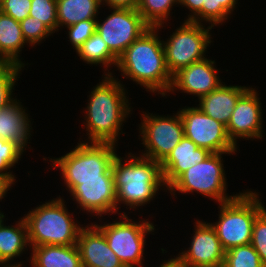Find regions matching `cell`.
Wrapping results in <instances>:
<instances>
[{
  "instance_id": "1",
  "label": "cell",
  "mask_w": 266,
  "mask_h": 267,
  "mask_svg": "<svg viewBox=\"0 0 266 267\" xmlns=\"http://www.w3.org/2000/svg\"><path fill=\"white\" fill-rule=\"evenodd\" d=\"M157 27H150L137 38L118 58L117 67L123 72V77L145 86L162 96L169 92L172 75L165 61L163 41L158 39Z\"/></svg>"
},
{
  "instance_id": "2",
  "label": "cell",
  "mask_w": 266,
  "mask_h": 267,
  "mask_svg": "<svg viewBox=\"0 0 266 267\" xmlns=\"http://www.w3.org/2000/svg\"><path fill=\"white\" fill-rule=\"evenodd\" d=\"M106 74L89 96L85 127L90 142L115 144L131 110L123 85L112 73Z\"/></svg>"
},
{
  "instance_id": "3",
  "label": "cell",
  "mask_w": 266,
  "mask_h": 267,
  "mask_svg": "<svg viewBox=\"0 0 266 267\" xmlns=\"http://www.w3.org/2000/svg\"><path fill=\"white\" fill-rule=\"evenodd\" d=\"M129 157L132 158L123 162L117 155L112 170L117 191V205L122 202L130 208H135L150 202L160 186L165 184L160 162L132 154Z\"/></svg>"
},
{
  "instance_id": "4",
  "label": "cell",
  "mask_w": 266,
  "mask_h": 267,
  "mask_svg": "<svg viewBox=\"0 0 266 267\" xmlns=\"http://www.w3.org/2000/svg\"><path fill=\"white\" fill-rule=\"evenodd\" d=\"M115 144L88 142L78 145L66 155L53 159V166L60 167L64 182L71 191L79 181L114 180L112 164Z\"/></svg>"
},
{
  "instance_id": "5",
  "label": "cell",
  "mask_w": 266,
  "mask_h": 267,
  "mask_svg": "<svg viewBox=\"0 0 266 267\" xmlns=\"http://www.w3.org/2000/svg\"><path fill=\"white\" fill-rule=\"evenodd\" d=\"M64 203L61 198L45 202L23 217L31 247L76 245L82 227L70 217Z\"/></svg>"
},
{
  "instance_id": "6",
  "label": "cell",
  "mask_w": 266,
  "mask_h": 267,
  "mask_svg": "<svg viewBox=\"0 0 266 267\" xmlns=\"http://www.w3.org/2000/svg\"><path fill=\"white\" fill-rule=\"evenodd\" d=\"M219 221L211 226L225 251L251 244L256 217L265 209L257 193L247 191L219 204Z\"/></svg>"
},
{
  "instance_id": "7",
  "label": "cell",
  "mask_w": 266,
  "mask_h": 267,
  "mask_svg": "<svg viewBox=\"0 0 266 267\" xmlns=\"http://www.w3.org/2000/svg\"><path fill=\"white\" fill-rule=\"evenodd\" d=\"M204 27L201 23L185 20L169 40L163 41L166 66L171 75L181 68L206 59L204 53L211 43L209 31L212 27Z\"/></svg>"
},
{
  "instance_id": "8",
  "label": "cell",
  "mask_w": 266,
  "mask_h": 267,
  "mask_svg": "<svg viewBox=\"0 0 266 267\" xmlns=\"http://www.w3.org/2000/svg\"><path fill=\"white\" fill-rule=\"evenodd\" d=\"M211 153L202 162L187 169L167 189L171 192H194L208 196L219 203L232 200L237 195H226V177L221 156Z\"/></svg>"
},
{
  "instance_id": "9",
  "label": "cell",
  "mask_w": 266,
  "mask_h": 267,
  "mask_svg": "<svg viewBox=\"0 0 266 267\" xmlns=\"http://www.w3.org/2000/svg\"><path fill=\"white\" fill-rule=\"evenodd\" d=\"M121 218L125 221L94 225L104 234L109 248L125 267H143L141 261L146 243L145 236L148 232H154V225L148 221L140 224L131 221L125 213L121 214Z\"/></svg>"
},
{
  "instance_id": "10",
  "label": "cell",
  "mask_w": 266,
  "mask_h": 267,
  "mask_svg": "<svg viewBox=\"0 0 266 267\" xmlns=\"http://www.w3.org/2000/svg\"><path fill=\"white\" fill-rule=\"evenodd\" d=\"M184 127V136L199 148L211 153L232 154L236 146L229 139L226 126L206 115L199 107H187L179 111Z\"/></svg>"
},
{
  "instance_id": "11",
  "label": "cell",
  "mask_w": 266,
  "mask_h": 267,
  "mask_svg": "<svg viewBox=\"0 0 266 267\" xmlns=\"http://www.w3.org/2000/svg\"><path fill=\"white\" fill-rule=\"evenodd\" d=\"M113 12L103 23L96 21V31L109 50L119 58L125 50L150 26L136 8H112Z\"/></svg>"
},
{
  "instance_id": "12",
  "label": "cell",
  "mask_w": 266,
  "mask_h": 267,
  "mask_svg": "<svg viewBox=\"0 0 266 267\" xmlns=\"http://www.w3.org/2000/svg\"><path fill=\"white\" fill-rule=\"evenodd\" d=\"M143 116L139 128L147 152L141 156L161 163L184 137L181 115L160 117L145 112Z\"/></svg>"
},
{
  "instance_id": "13",
  "label": "cell",
  "mask_w": 266,
  "mask_h": 267,
  "mask_svg": "<svg viewBox=\"0 0 266 267\" xmlns=\"http://www.w3.org/2000/svg\"><path fill=\"white\" fill-rule=\"evenodd\" d=\"M190 248L179 254L187 267H223L225 250L210 223L197 220Z\"/></svg>"
},
{
  "instance_id": "14",
  "label": "cell",
  "mask_w": 266,
  "mask_h": 267,
  "mask_svg": "<svg viewBox=\"0 0 266 267\" xmlns=\"http://www.w3.org/2000/svg\"><path fill=\"white\" fill-rule=\"evenodd\" d=\"M257 91L249 88L237 101L226 127L232 143L237 146V138H262V112Z\"/></svg>"
},
{
  "instance_id": "15",
  "label": "cell",
  "mask_w": 266,
  "mask_h": 267,
  "mask_svg": "<svg viewBox=\"0 0 266 267\" xmlns=\"http://www.w3.org/2000/svg\"><path fill=\"white\" fill-rule=\"evenodd\" d=\"M214 63L215 61L206 58L179 69L172 75L169 92L178 88L187 94H194L200 98L217 89L222 82L217 76Z\"/></svg>"
},
{
  "instance_id": "16",
  "label": "cell",
  "mask_w": 266,
  "mask_h": 267,
  "mask_svg": "<svg viewBox=\"0 0 266 267\" xmlns=\"http://www.w3.org/2000/svg\"><path fill=\"white\" fill-rule=\"evenodd\" d=\"M70 193L81 208L100 217L118 211L114 180L79 181Z\"/></svg>"
},
{
  "instance_id": "17",
  "label": "cell",
  "mask_w": 266,
  "mask_h": 267,
  "mask_svg": "<svg viewBox=\"0 0 266 267\" xmlns=\"http://www.w3.org/2000/svg\"><path fill=\"white\" fill-rule=\"evenodd\" d=\"M89 226L80 229L76 243L82 267H125L109 248L104 234L95 225Z\"/></svg>"
},
{
  "instance_id": "18",
  "label": "cell",
  "mask_w": 266,
  "mask_h": 267,
  "mask_svg": "<svg viewBox=\"0 0 266 267\" xmlns=\"http://www.w3.org/2000/svg\"><path fill=\"white\" fill-rule=\"evenodd\" d=\"M211 152L199 148L192 140L183 137L160 163L163 181L168 188L182 173L207 158Z\"/></svg>"
},
{
  "instance_id": "19",
  "label": "cell",
  "mask_w": 266,
  "mask_h": 267,
  "mask_svg": "<svg viewBox=\"0 0 266 267\" xmlns=\"http://www.w3.org/2000/svg\"><path fill=\"white\" fill-rule=\"evenodd\" d=\"M248 89L245 86H225V84H221L217 89L199 98V109L227 127L238 99Z\"/></svg>"
},
{
  "instance_id": "20",
  "label": "cell",
  "mask_w": 266,
  "mask_h": 267,
  "mask_svg": "<svg viewBox=\"0 0 266 267\" xmlns=\"http://www.w3.org/2000/svg\"><path fill=\"white\" fill-rule=\"evenodd\" d=\"M16 99L0 109V138L17 144L23 151L30 137V120Z\"/></svg>"
},
{
  "instance_id": "21",
  "label": "cell",
  "mask_w": 266,
  "mask_h": 267,
  "mask_svg": "<svg viewBox=\"0 0 266 267\" xmlns=\"http://www.w3.org/2000/svg\"><path fill=\"white\" fill-rule=\"evenodd\" d=\"M34 267H82L77 245H40L32 247Z\"/></svg>"
},
{
  "instance_id": "22",
  "label": "cell",
  "mask_w": 266,
  "mask_h": 267,
  "mask_svg": "<svg viewBox=\"0 0 266 267\" xmlns=\"http://www.w3.org/2000/svg\"><path fill=\"white\" fill-rule=\"evenodd\" d=\"M58 27L96 20L101 0H56Z\"/></svg>"
},
{
  "instance_id": "23",
  "label": "cell",
  "mask_w": 266,
  "mask_h": 267,
  "mask_svg": "<svg viewBox=\"0 0 266 267\" xmlns=\"http://www.w3.org/2000/svg\"><path fill=\"white\" fill-rule=\"evenodd\" d=\"M29 244L28 229L22 218L14 226H0V263H7L25 251Z\"/></svg>"
},
{
  "instance_id": "24",
  "label": "cell",
  "mask_w": 266,
  "mask_h": 267,
  "mask_svg": "<svg viewBox=\"0 0 266 267\" xmlns=\"http://www.w3.org/2000/svg\"><path fill=\"white\" fill-rule=\"evenodd\" d=\"M25 43L20 22L0 11V47L14 63L23 67L18 54Z\"/></svg>"
},
{
  "instance_id": "25",
  "label": "cell",
  "mask_w": 266,
  "mask_h": 267,
  "mask_svg": "<svg viewBox=\"0 0 266 267\" xmlns=\"http://www.w3.org/2000/svg\"><path fill=\"white\" fill-rule=\"evenodd\" d=\"M77 54L87 64L102 63L108 68L111 64L117 66L118 63V58L109 50L97 31L83 43Z\"/></svg>"
},
{
  "instance_id": "26",
  "label": "cell",
  "mask_w": 266,
  "mask_h": 267,
  "mask_svg": "<svg viewBox=\"0 0 266 267\" xmlns=\"http://www.w3.org/2000/svg\"><path fill=\"white\" fill-rule=\"evenodd\" d=\"M175 3H179V0H139L136 9L150 27L159 29L170 16Z\"/></svg>"
},
{
  "instance_id": "27",
  "label": "cell",
  "mask_w": 266,
  "mask_h": 267,
  "mask_svg": "<svg viewBox=\"0 0 266 267\" xmlns=\"http://www.w3.org/2000/svg\"><path fill=\"white\" fill-rule=\"evenodd\" d=\"M236 1L237 0H205L202 9L190 21L201 23L200 20H205L212 23L211 27L221 24L224 20H227L228 15L231 14L235 8V4H237Z\"/></svg>"
},
{
  "instance_id": "28",
  "label": "cell",
  "mask_w": 266,
  "mask_h": 267,
  "mask_svg": "<svg viewBox=\"0 0 266 267\" xmlns=\"http://www.w3.org/2000/svg\"><path fill=\"white\" fill-rule=\"evenodd\" d=\"M223 267H264L251 244L237 246L225 252Z\"/></svg>"
},
{
  "instance_id": "29",
  "label": "cell",
  "mask_w": 266,
  "mask_h": 267,
  "mask_svg": "<svg viewBox=\"0 0 266 267\" xmlns=\"http://www.w3.org/2000/svg\"><path fill=\"white\" fill-rule=\"evenodd\" d=\"M29 16L41 21L52 32L58 31L56 0H32Z\"/></svg>"
},
{
  "instance_id": "30",
  "label": "cell",
  "mask_w": 266,
  "mask_h": 267,
  "mask_svg": "<svg viewBox=\"0 0 266 267\" xmlns=\"http://www.w3.org/2000/svg\"><path fill=\"white\" fill-rule=\"evenodd\" d=\"M23 152L24 151L14 142L0 138V177H3L11 184H14L15 176L10 171L7 172V170L18 163Z\"/></svg>"
},
{
  "instance_id": "31",
  "label": "cell",
  "mask_w": 266,
  "mask_h": 267,
  "mask_svg": "<svg viewBox=\"0 0 266 267\" xmlns=\"http://www.w3.org/2000/svg\"><path fill=\"white\" fill-rule=\"evenodd\" d=\"M21 67L23 66L16 63L0 66V109L15 100L11 95Z\"/></svg>"
},
{
  "instance_id": "32",
  "label": "cell",
  "mask_w": 266,
  "mask_h": 267,
  "mask_svg": "<svg viewBox=\"0 0 266 267\" xmlns=\"http://www.w3.org/2000/svg\"><path fill=\"white\" fill-rule=\"evenodd\" d=\"M20 26L25 42L29 43L31 46L41 42L42 39L53 33L41 21H37L36 18L32 16L21 20Z\"/></svg>"
},
{
  "instance_id": "33",
  "label": "cell",
  "mask_w": 266,
  "mask_h": 267,
  "mask_svg": "<svg viewBox=\"0 0 266 267\" xmlns=\"http://www.w3.org/2000/svg\"><path fill=\"white\" fill-rule=\"evenodd\" d=\"M251 245L259 254L263 266L266 267V209L254 220Z\"/></svg>"
},
{
  "instance_id": "34",
  "label": "cell",
  "mask_w": 266,
  "mask_h": 267,
  "mask_svg": "<svg viewBox=\"0 0 266 267\" xmlns=\"http://www.w3.org/2000/svg\"><path fill=\"white\" fill-rule=\"evenodd\" d=\"M96 21L85 20L67 27L69 29L70 42L76 49V52L96 32Z\"/></svg>"
},
{
  "instance_id": "35",
  "label": "cell",
  "mask_w": 266,
  "mask_h": 267,
  "mask_svg": "<svg viewBox=\"0 0 266 267\" xmlns=\"http://www.w3.org/2000/svg\"><path fill=\"white\" fill-rule=\"evenodd\" d=\"M31 3L32 0H2L0 11L20 22L29 16Z\"/></svg>"
},
{
  "instance_id": "36",
  "label": "cell",
  "mask_w": 266,
  "mask_h": 267,
  "mask_svg": "<svg viewBox=\"0 0 266 267\" xmlns=\"http://www.w3.org/2000/svg\"><path fill=\"white\" fill-rule=\"evenodd\" d=\"M110 8H137L139 0H101Z\"/></svg>"
},
{
  "instance_id": "37",
  "label": "cell",
  "mask_w": 266,
  "mask_h": 267,
  "mask_svg": "<svg viewBox=\"0 0 266 267\" xmlns=\"http://www.w3.org/2000/svg\"><path fill=\"white\" fill-rule=\"evenodd\" d=\"M205 0H179L181 6H186L193 14L188 16L187 20H191L201 9Z\"/></svg>"
},
{
  "instance_id": "38",
  "label": "cell",
  "mask_w": 266,
  "mask_h": 267,
  "mask_svg": "<svg viewBox=\"0 0 266 267\" xmlns=\"http://www.w3.org/2000/svg\"><path fill=\"white\" fill-rule=\"evenodd\" d=\"M160 267H186V265L178 255V257L176 256V258H172L166 262L164 261V263L160 265Z\"/></svg>"
},
{
  "instance_id": "39",
  "label": "cell",
  "mask_w": 266,
  "mask_h": 267,
  "mask_svg": "<svg viewBox=\"0 0 266 267\" xmlns=\"http://www.w3.org/2000/svg\"><path fill=\"white\" fill-rule=\"evenodd\" d=\"M11 185L12 184L9 181L4 179L3 177H0V200L4 198Z\"/></svg>"
},
{
  "instance_id": "40",
  "label": "cell",
  "mask_w": 266,
  "mask_h": 267,
  "mask_svg": "<svg viewBox=\"0 0 266 267\" xmlns=\"http://www.w3.org/2000/svg\"><path fill=\"white\" fill-rule=\"evenodd\" d=\"M8 64H15L1 49L0 47V66H5Z\"/></svg>"
},
{
  "instance_id": "41",
  "label": "cell",
  "mask_w": 266,
  "mask_h": 267,
  "mask_svg": "<svg viewBox=\"0 0 266 267\" xmlns=\"http://www.w3.org/2000/svg\"><path fill=\"white\" fill-rule=\"evenodd\" d=\"M1 264H2V265H3V264L6 265V266L3 265L2 267H21V266H22V264H20V263H18V264H16V265H15V264H14V265H13V264L10 265V264H6V263H0V265H1Z\"/></svg>"
},
{
  "instance_id": "42",
  "label": "cell",
  "mask_w": 266,
  "mask_h": 267,
  "mask_svg": "<svg viewBox=\"0 0 266 267\" xmlns=\"http://www.w3.org/2000/svg\"><path fill=\"white\" fill-rule=\"evenodd\" d=\"M5 216L3 215V213L0 212V226L3 224V218Z\"/></svg>"
}]
</instances>
